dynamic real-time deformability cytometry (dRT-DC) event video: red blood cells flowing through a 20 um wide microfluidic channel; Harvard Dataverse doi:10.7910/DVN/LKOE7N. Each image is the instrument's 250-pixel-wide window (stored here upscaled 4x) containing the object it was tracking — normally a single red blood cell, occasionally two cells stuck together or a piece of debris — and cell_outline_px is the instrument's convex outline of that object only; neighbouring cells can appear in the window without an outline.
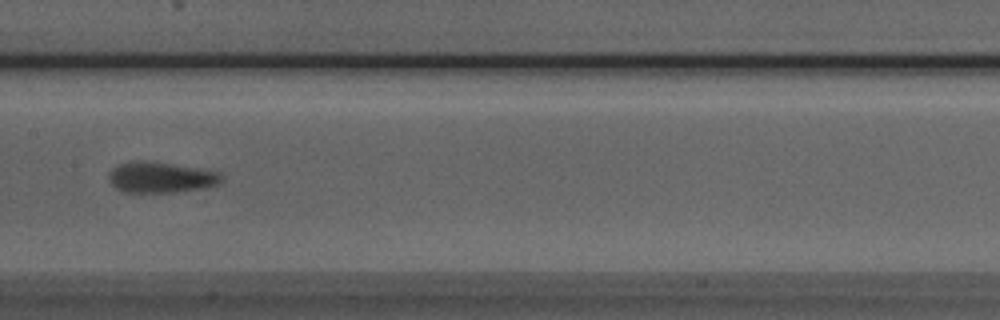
{"species": "Egyptian fruit bat (a non-hibernating species)", "species_latin": "Rousettus aegyptiacus", "temperature_condition": "room temperature", "stored_images_in_passage": 5, "camera_frame_rate_fps": 3000, "um_per_image_px": 0.085, "animal": {"sex": "male"}, "frame": {"image": 1, "passage_image": 5, "time_ms": 4.333, "image_size_px": [1000, 320], "cell_outline_px": [[224, 180], [220, 184], [180, 192], [124, 192], [116, 188], [108, 180], [108, 172], [112, 168], [120, 164], [140, 160], [144, 160], [172, 164], [220, 172], [224, 176]], "centroid_in_image_um": [13.68, 15.08], "position_along_channel_um": 193.7, "area_um2": 20.29}}